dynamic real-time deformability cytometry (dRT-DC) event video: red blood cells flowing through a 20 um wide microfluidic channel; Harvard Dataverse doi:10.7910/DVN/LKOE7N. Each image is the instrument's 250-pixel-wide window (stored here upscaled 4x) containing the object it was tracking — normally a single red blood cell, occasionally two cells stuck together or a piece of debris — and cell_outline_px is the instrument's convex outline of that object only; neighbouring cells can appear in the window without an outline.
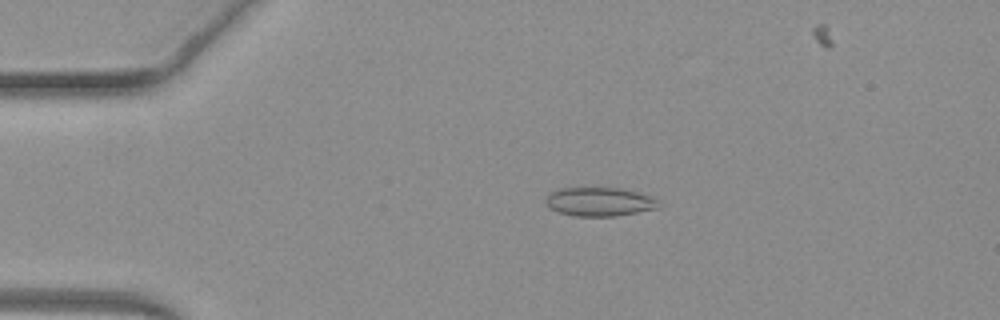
{"species": "common noctule bat (a hibernating species)", "species_latin": "Nyctalus noctula", "temperature_condition": "warm", "stored_images_in_passage": 47, "camera_frame_rate_fps": 3000, "um_per_image_px": 0.085, "animal": {"sex": "female", "body_mass_g": 19.3, "forearm_length_mm": 54.1}, "frame": {"image": 1, "passage_image": 10, "time_ms": 3.0, "image_size_px": [1000, 320], "cell_outline_px": [[660, 208], [616, 216], [576, 216], [560, 212], [548, 208], [544, 200], [552, 192], [560, 188], [620, 188], [636, 192], [660, 200]], "centroid_in_image_um": [50.97, 17.15], "position_along_channel_um": 34.0, "area_um2": 18.9}}
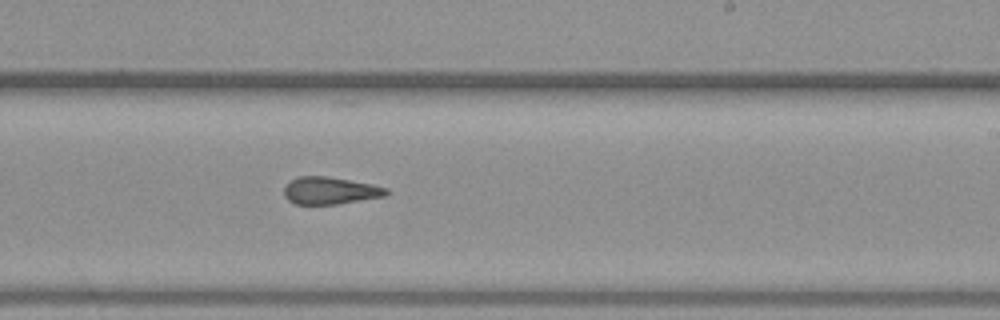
{"frame": {"image": 2, "passage_image": 30, "time_ms": 9.667, "image_size_px": [1000, 320], "cell_outline_px": [[388, 196], [336, 204], [296, 204], [288, 200], [284, 196], [284, 188], [292, 180], [300, 176], [328, 176], [372, 184], [388, 188]], "centroid_in_image_um": [28.09, 16.2], "position_along_channel_um": 260.9, "area_um2": 16.24}}
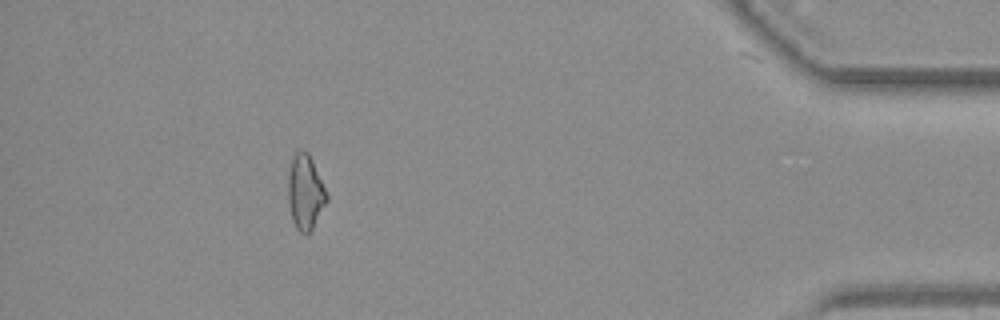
{"frame": {"image": 3, "passage_image": 45, "time_ms": 14.667, "image_size_px": [1000, 320], "cell_outline_px": [[328, 200], [312, 228], [308, 232], [300, 232], [296, 228], [292, 220], [288, 200], [288, 176], [292, 156], [296, 152], [308, 152], [312, 160], [328, 196]], "centroid_in_image_um": [25.94, 16.34], "position_along_channel_um": 409.3, "area_um2": 16.47}, "authors_computed_cell_mechanics": {"area_um2": 16.6464, "velocity_mm_per_s": 4.0851, "shape_relaxation_time_tau1_ms": null, "shape_relaxation_time_tau2_ms": 3.3126, "deformation_change_tau1": null, "deformation_change_tau2": 0.0937}}